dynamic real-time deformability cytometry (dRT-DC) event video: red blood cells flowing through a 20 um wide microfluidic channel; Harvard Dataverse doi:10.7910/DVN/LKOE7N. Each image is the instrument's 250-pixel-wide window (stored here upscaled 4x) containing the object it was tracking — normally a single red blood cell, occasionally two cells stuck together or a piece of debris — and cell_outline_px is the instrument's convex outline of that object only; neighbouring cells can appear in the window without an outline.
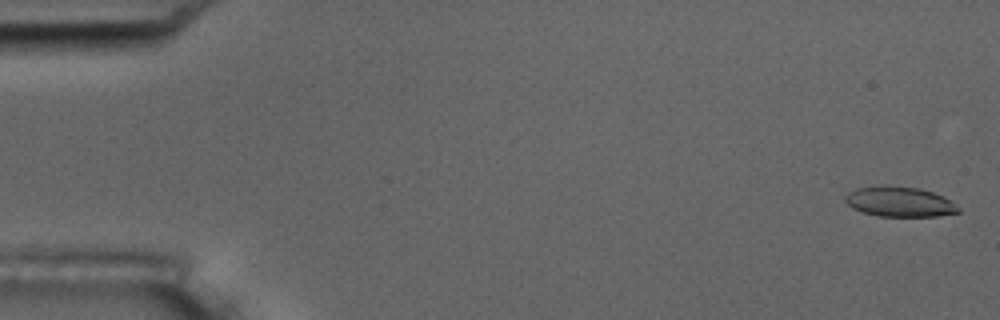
{"species": "common noctule bat (a hibernating species)", "species_latin": "Nyctalus noctula", "temperature_condition": "room temperature", "stored_images_in_passage": 4, "camera_frame_rate_fps": 3000, "um_per_image_px": 0.085, "animal": {"sex": "male", "body_mass_g": 17.5, "forearm_length_mm": 52.3}, "frame": {"image": 1, "passage_image": 1, "time_ms": 0.0, "image_size_px": [1000, 320], "cell_outline_px": [[960, 212], [936, 216], [876, 216], [852, 208], [844, 200], [844, 196], [848, 192], [856, 188], [916, 188], [932, 192], [944, 196], [960, 208]], "centroid_in_image_um": [76.48, 17.19], "position_along_channel_um": 8.5, "area_um2": 19.07}}